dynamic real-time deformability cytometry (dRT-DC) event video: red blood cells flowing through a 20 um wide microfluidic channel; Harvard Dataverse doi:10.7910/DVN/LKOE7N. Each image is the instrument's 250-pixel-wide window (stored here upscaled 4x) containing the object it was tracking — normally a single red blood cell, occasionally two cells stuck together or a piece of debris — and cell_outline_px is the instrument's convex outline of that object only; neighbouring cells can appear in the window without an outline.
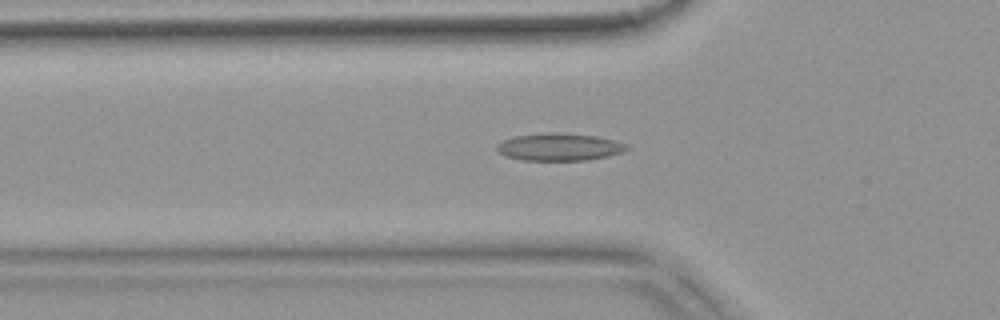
{"species": "common noctule bat (a hibernating species)", "species_latin": "Nyctalus noctula", "temperature_condition": "warm", "stored_images_in_passage": 53, "camera_frame_rate_fps": 3000, "um_per_image_px": 0.085, "animal": {"sex": "female", "body_mass_g": 18.4}, "frame": {"image": 1, "passage_image": 18, "time_ms": 5.667, "image_size_px": [1000, 320], "cell_outline_px": [[628, 148], [624, 152], [608, 156], [588, 160], [520, 160], [504, 156], [496, 152], [496, 144], [512, 136], [548, 132], [556, 132], [596, 136], [616, 140], [628, 144]], "centroid_in_image_um": [47.52, 12.49], "position_along_channel_um": 78.3, "area_um2": 21.1}}
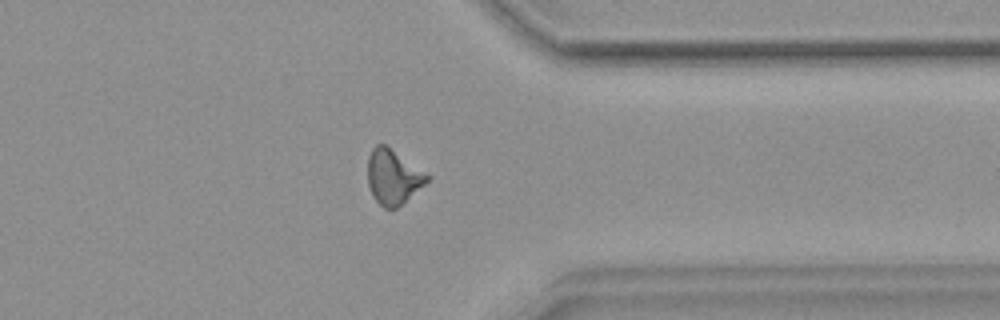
{"frame": {"image": 2, "passage_image": 42, "time_ms": 13.667, "image_size_px": [1000, 320], "cell_outline_px": [[432, 176], [424, 184], [396, 208], [384, 208], [372, 196], [368, 184], [368, 156], [372, 148], [376, 144], [384, 144]], "centroid_in_image_um": [33.39, 15.02], "position_along_channel_um": 378.0, "area_um2": 18.67}}
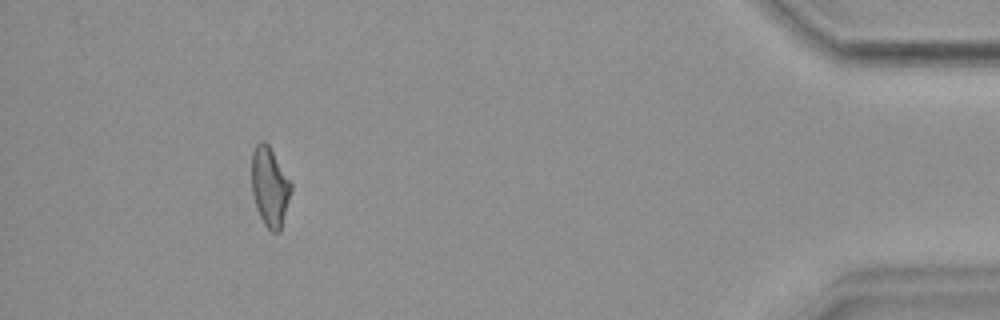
{"frame": {"image": 3, "passage_image": 49, "time_ms": 16.0, "image_size_px": [1000, 320], "cell_outline_px": [[292, 188], [280, 232], [272, 232], [264, 224], [256, 208], [252, 192], [252, 152], [256, 144], [260, 140], [264, 140], [268, 144], [292, 184]], "centroid_in_image_um": [22.92, 15.87], "position_along_channel_um": 412.3, "area_um2": 18.09}, "authors_computed_cell_mechanics": {"area_um2": 18.9006, "velocity_mm_per_s": 3.8215, "shape_relaxation_time_tau1_ms": null, "shape_relaxation_time_tau2_ms": 2.2802, "deformation_change_tau1": null, "deformation_change_tau2": 0.1096}}